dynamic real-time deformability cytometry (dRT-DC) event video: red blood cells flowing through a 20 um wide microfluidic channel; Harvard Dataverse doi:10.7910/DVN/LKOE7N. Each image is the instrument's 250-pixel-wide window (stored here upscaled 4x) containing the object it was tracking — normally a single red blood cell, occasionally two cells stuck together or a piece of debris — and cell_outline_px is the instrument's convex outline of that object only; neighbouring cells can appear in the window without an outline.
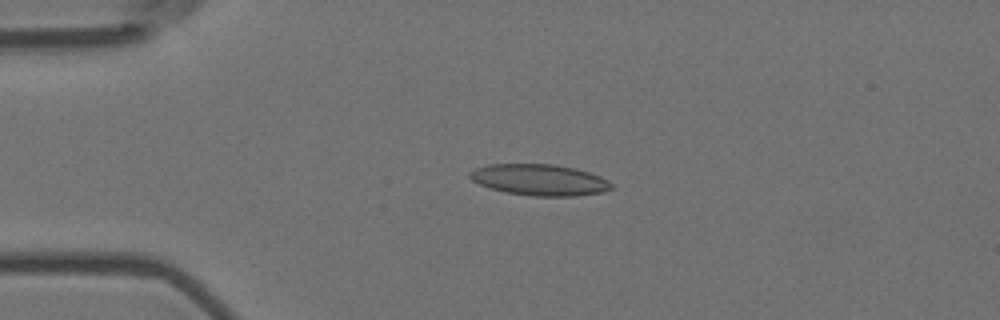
{"species": "Egyptian fruit bat (a non-hibernating species)", "species_latin": "Rousettus aegyptiacus", "temperature_condition": "room temperature", "stored_images_in_passage": 6, "camera_frame_rate_fps": 3000, "um_per_image_px": 0.085, "animal": {"sex": "female"}, "frame": {"image": 1, "passage_image": 4, "time_ms": 1.0, "image_size_px": [1000, 320], "cell_outline_px": [[616, 188], [604, 192], [576, 196], [532, 196], [504, 192], [480, 184], [472, 180], [468, 176], [468, 172], [476, 168], [488, 164], [556, 164], [588, 172], [600, 176], [608, 180]], "centroid_in_image_um": [45.88, 15.29], "position_along_channel_um": 39.1, "area_um2": 25.89}}
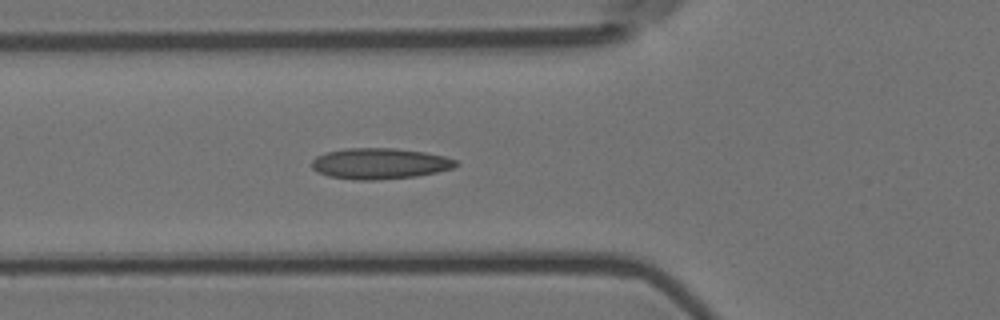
{"frame": {"image": 2, "passage_image": 6, "time_ms": 1.667, "image_size_px": [1000, 320], "cell_outline_px": [[460, 164], [452, 168], [436, 172], [416, 176], [376, 180], [356, 180], [328, 176], [316, 172], [312, 168], [312, 160], [316, 156], [324, 152], [344, 148], [396, 148], [424, 152], [444, 156], [456, 160]], "centroid_in_image_um": [32.24, 13.9], "position_along_channel_um": 93.6, "area_um2": 26.13}}